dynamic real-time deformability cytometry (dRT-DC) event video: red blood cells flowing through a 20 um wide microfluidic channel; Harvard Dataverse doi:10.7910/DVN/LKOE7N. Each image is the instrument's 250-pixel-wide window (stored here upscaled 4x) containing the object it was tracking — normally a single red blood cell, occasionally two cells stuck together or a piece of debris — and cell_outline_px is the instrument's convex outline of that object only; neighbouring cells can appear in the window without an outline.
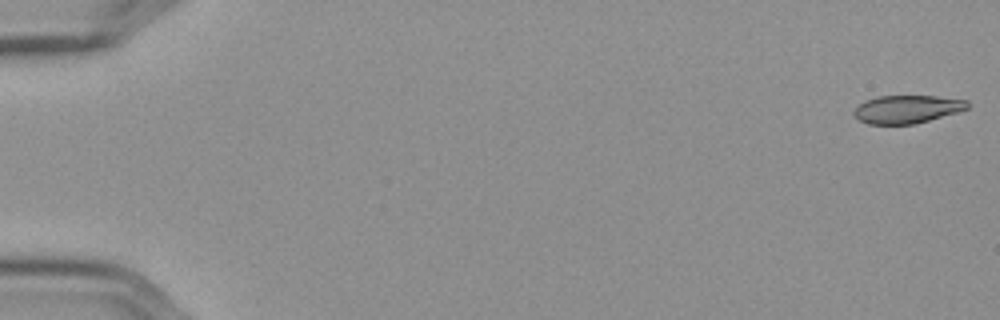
{"species": "Egyptian fruit bat (a non-hibernating species)", "species_latin": "Rousettus aegyptiacus", "temperature_condition": "cold", "stored_images_in_passage": 14, "camera_frame_rate_fps": 3000, "um_per_image_px": 0.085, "frame": {"image": 1, "passage_image": 1, "time_ms": 0.0, "image_size_px": [1000, 320], "cell_outline_px": [[968, 108], [956, 112], [916, 124], [868, 124], [860, 120], [852, 112], [864, 100], [876, 96], [936, 96], [968, 100]], "centroid_in_image_um": [77.08, 9.27], "position_along_channel_um": 7.9, "area_um2": 18.44}}
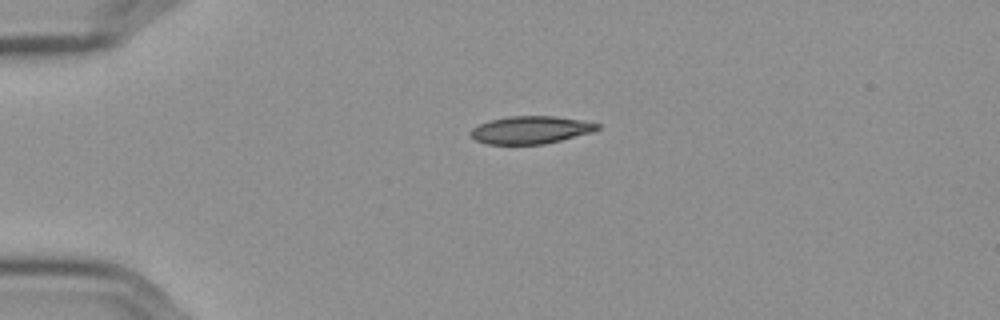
{"frame": {"image": 2, "passage_image": 14, "time_ms": 4.333, "image_size_px": [1000, 320], "cell_outline_px": [[600, 128], [592, 132], [544, 144], [488, 144], [476, 140], [468, 132], [472, 128], [480, 124], [492, 120], [508, 116], [552, 116], [580, 120], [600, 124]], "centroid_in_image_um": [45.09, 11.04], "position_along_channel_um": 39.9, "area_um2": 20.17}}